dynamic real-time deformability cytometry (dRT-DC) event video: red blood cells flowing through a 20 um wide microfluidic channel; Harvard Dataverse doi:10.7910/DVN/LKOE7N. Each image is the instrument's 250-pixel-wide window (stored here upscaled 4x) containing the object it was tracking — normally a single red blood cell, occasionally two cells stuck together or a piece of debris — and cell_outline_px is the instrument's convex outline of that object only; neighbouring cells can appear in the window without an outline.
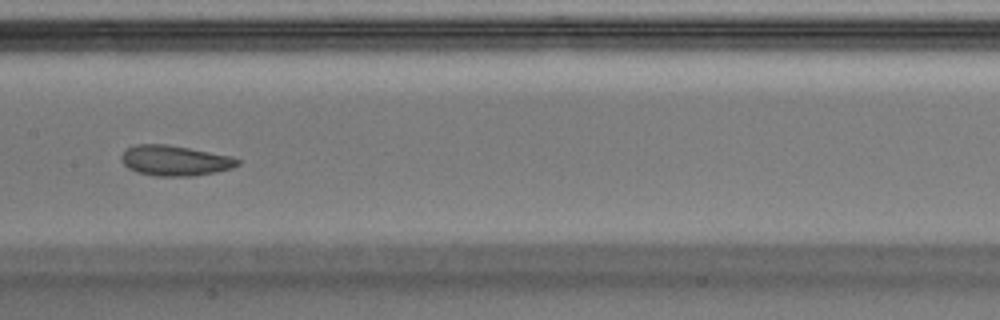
{"species": "Egyptian fruit bat (a non-hibernating species)", "species_latin": "Rousettus aegyptiacus", "temperature_condition": "warm", "stored_images_in_passage": 44, "camera_frame_rate_fps": 3000, "um_per_image_px": 0.085, "animal": {"sex": "male"}, "frame": {"image": 1, "passage_image": 19, "time_ms": 6.0, "image_size_px": [1000, 320], "cell_outline_px": [[240, 164], [232, 168], [216, 172], [196, 176], [156, 176], [136, 172], [128, 168], [124, 164], [120, 156], [128, 148], [136, 144], [164, 144], [188, 148], [232, 156], [240, 160]], "centroid_in_image_um": [14.88, 13.66], "position_along_channel_um": 192.5, "area_um2": 20.52}, "authors_computed_cell_mechanics": {"area_um2": 20.808, "velocity_mm_per_s": 4.0381, "shape_relaxation_time_tau1_ms": 4.6031, "shape_relaxation_time_tau2_ms": 1.6249, "deformation_change_tau1": 0.1446, "deformation_change_tau2": 0.0863}}